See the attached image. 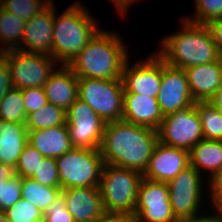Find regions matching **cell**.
Listing matches in <instances>:
<instances>
[{
    "instance_id": "1",
    "label": "cell",
    "mask_w": 222,
    "mask_h": 222,
    "mask_svg": "<svg viewBox=\"0 0 222 222\" xmlns=\"http://www.w3.org/2000/svg\"><path fill=\"white\" fill-rule=\"evenodd\" d=\"M158 141L155 129L123 120L107 122L100 152L104 164L129 168L143 174Z\"/></svg>"
},
{
    "instance_id": "2",
    "label": "cell",
    "mask_w": 222,
    "mask_h": 222,
    "mask_svg": "<svg viewBox=\"0 0 222 222\" xmlns=\"http://www.w3.org/2000/svg\"><path fill=\"white\" fill-rule=\"evenodd\" d=\"M122 44L116 34L99 30L67 66L78 78L122 79L128 59Z\"/></svg>"
},
{
    "instance_id": "3",
    "label": "cell",
    "mask_w": 222,
    "mask_h": 222,
    "mask_svg": "<svg viewBox=\"0 0 222 222\" xmlns=\"http://www.w3.org/2000/svg\"><path fill=\"white\" fill-rule=\"evenodd\" d=\"M182 23L184 30L167 36L162 41L163 47L158 55L168 65L185 69L221 58L205 25L195 24L186 19Z\"/></svg>"
},
{
    "instance_id": "4",
    "label": "cell",
    "mask_w": 222,
    "mask_h": 222,
    "mask_svg": "<svg viewBox=\"0 0 222 222\" xmlns=\"http://www.w3.org/2000/svg\"><path fill=\"white\" fill-rule=\"evenodd\" d=\"M88 13L79 3L70 6L59 18L54 12L52 57L55 61L68 65L99 31Z\"/></svg>"
},
{
    "instance_id": "5",
    "label": "cell",
    "mask_w": 222,
    "mask_h": 222,
    "mask_svg": "<svg viewBox=\"0 0 222 222\" xmlns=\"http://www.w3.org/2000/svg\"><path fill=\"white\" fill-rule=\"evenodd\" d=\"M142 178L136 170L104 164L99 189L107 215L133 218Z\"/></svg>"
},
{
    "instance_id": "6",
    "label": "cell",
    "mask_w": 222,
    "mask_h": 222,
    "mask_svg": "<svg viewBox=\"0 0 222 222\" xmlns=\"http://www.w3.org/2000/svg\"><path fill=\"white\" fill-rule=\"evenodd\" d=\"M55 160L62 190L99 187L104 167L100 149L73 148Z\"/></svg>"
},
{
    "instance_id": "7",
    "label": "cell",
    "mask_w": 222,
    "mask_h": 222,
    "mask_svg": "<svg viewBox=\"0 0 222 222\" xmlns=\"http://www.w3.org/2000/svg\"><path fill=\"white\" fill-rule=\"evenodd\" d=\"M78 91V98L86 102L105 123L122 120L124 103L122 79L78 78Z\"/></svg>"
},
{
    "instance_id": "8",
    "label": "cell",
    "mask_w": 222,
    "mask_h": 222,
    "mask_svg": "<svg viewBox=\"0 0 222 222\" xmlns=\"http://www.w3.org/2000/svg\"><path fill=\"white\" fill-rule=\"evenodd\" d=\"M8 62L14 88L44 87L54 72L55 59L51 56L18 50L1 53Z\"/></svg>"
},
{
    "instance_id": "9",
    "label": "cell",
    "mask_w": 222,
    "mask_h": 222,
    "mask_svg": "<svg viewBox=\"0 0 222 222\" xmlns=\"http://www.w3.org/2000/svg\"><path fill=\"white\" fill-rule=\"evenodd\" d=\"M157 132L160 143L187 151L204 139L201 120L194 105L164 116Z\"/></svg>"
},
{
    "instance_id": "10",
    "label": "cell",
    "mask_w": 222,
    "mask_h": 222,
    "mask_svg": "<svg viewBox=\"0 0 222 222\" xmlns=\"http://www.w3.org/2000/svg\"><path fill=\"white\" fill-rule=\"evenodd\" d=\"M105 124L80 98L66 110V125L73 148L100 149Z\"/></svg>"
},
{
    "instance_id": "11",
    "label": "cell",
    "mask_w": 222,
    "mask_h": 222,
    "mask_svg": "<svg viewBox=\"0 0 222 222\" xmlns=\"http://www.w3.org/2000/svg\"><path fill=\"white\" fill-rule=\"evenodd\" d=\"M133 222H177L167 183L142 178Z\"/></svg>"
},
{
    "instance_id": "12",
    "label": "cell",
    "mask_w": 222,
    "mask_h": 222,
    "mask_svg": "<svg viewBox=\"0 0 222 222\" xmlns=\"http://www.w3.org/2000/svg\"><path fill=\"white\" fill-rule=\"evenodd\" d=\"M201 176L191 165L167 182L170 204L177 219L195 216L201 200Z\"/></svg>"
},
{
    "instance_id": "13",
    "label": "cell",
    "mask_w": 222,
    "mask_h": 222,
    "mask_svg": "<svg viewBox=\"0 0 222 222\" xmlns=\"http://www.w3.org/2000/svg\"><path fill=\"white\" fill-rule=\"evenodd\" d=\"M156 98L163 116L195 104L184 69L168 65L162 59V80Z\"/></svg>"
},
{
    "instance_id": "14",
    "label": "cell",
    "mask_w": 222,
    "mask_h": 222,
    "mask_svg": "<svg viewBox=\"0 0 222 222\" xmlns=\"http://www.w3.org/2000/svg\"><path fill=\"white\" fill-rule=\"evenodd\" d=\"M127 63L128 59L122 72L124 94L157 97L162 80V58L156 54L147 61L136 63L131 68H128Z\"/></svg>"
},
{
    "instance_id": "15",
    "label": "cell",
    "mask_w": 222,
    "mask_h": 222,
    "mask_svg": "<svg viewBox=\"0 0 222 222\" xmlns=\"http://www.w3.org/2000/svg\"><path fill=\"white\" fill-rule=\"evenodd\" d=\"M189 165V151L158 141L142 175L151 181L167 183Z\"/></svg>"
},
{
    "instance_id": "16",
    "label": "cell",
    "mask_w": 222,
    "mask_h": 222,
    "mask_svg": "<svg viewBox=\"0 0 222 222\" xmlns=\"http://www.w3.org/2000/svg\"><path fill=\"white\" fill-rule=\"evenodd\" d=\"M51 3L40 13L26 21L22 42L27 50L20 47L18 51L44 54L52 57L54 6Z\"/></svg>"
},
{
    "instance_id": "17",
    "label": "cell",
    "mask_w": 222,
    "mask_h": 222,
    "mask_svg": "<svg viewBox=\"0 0 222 222\" xmlns=\"http://www.w3.org/2000/svg\"><path fill=\"white\" fill-rule=\"evenodd\" d=\"M61 193L75 222H95L106 215L99 187H75Z\"/></svg>"
},
{
    "instance_id": "18",
    "label": "cell",
    "mask_w": 222,
    "mask_h": 222,
    "mask_svg": "<svg viewBox=\"0 0 222 222\" xmlns=\"http://www.w3.org/2000/svg\"><path fill=\"white\" fill-rule=\"evenodd\" d=\"M195 102L208 101L222 83V57L218 61L184 69Z\"/></svg>"
},
{
    "instance_id": "19",
    "label": "cell",
    "mask_w": 222,
    "mask_h": 222,
    "mask_svg": "<svg viewBox=\"0 0 222 222\" xmlns=\"http://www.w3.org/2000/svg\"><path fill=\"white\" fill-rule=\"evenodd\" d=\"M163 118L156 97L124 94L123 121L158 130Z\"/></svg>"
},
{
    "instance_id": "20",
    "label": "cell",
    "mask_w": 222,
    "mask_h": 222,
    "mask_svg": "<svg viewBox=\"0 0 222 222\" xmlns=\"http://www.w3.org/2000/svg\"><path fill=\"white\" fill-rule=\"evenodd\" d=\"M49 103L65 111L78 99V77L67 66L51 74L43 87Z\"/></svg>"
},
{
    "instance_id": "21",
    "label": "cell",
    "mask_w": 222,
    "mask_h": 222,
    "mask_svg": "<svg viewBox=\"0 0 222 222\" xmlns=\"http://www.w3.org/2000/svg\"><path fill=\"white\" fill-rule=\"evenodd\" d=\"M28 143L44 157L58 158L73 149L67 125L28 131Z\"/></svg>"
},
{
    "instance_id": "22",
    "label": "cell",
    "mask_w": 222,
    "mask_h": 222,
    "mask_svg": "<svg viewBox=\"0 0 222 222\" xmlns=\"http://www.w3.org/2000/svg\"><path fill=\"white\" fill-rule=\"evenodd\" d=\"M28 143L25 123L0 119V162L15 168L19 156Z\"/></svg>"
},
{
    "instance_id": "23",
    "label": "cell",
    "mask_w": 222,
    "mask_h": 222,
    "mask_svg": "<svg viewBox=\"0 0 222 222\" xmlns=\"http://www.w3.org/2000/svg\"><path fill=\"white\" fill-rule=\"evenodd\" d=\"M190 165L199 173L200 168L211 171L212 178L222 169V141L220 140H200L189 151Z\"/></svg>"
},
{
    "instance_id": "24",
    "label": "cell",
    "mask_w": 222,
    "mask_h": 222,
    "mask_svg": "<svg viewBox=\"0 0 222 222\" xmlns=\"http://www.w3.org/2000/svg\"><path fill=\"white\" fill-rule=\"evenodd\" d=\"M61 190L60 187L42 185L31 178H22V199L28 200V202L33 204V206L38 208L43 214L61 194Z\"/></svg>"
},
{
    "instance_id": "25",
    "label": "cell",
    "mask_w": 222,
    "mask_h": 222,
    "mask_svg": "<svg viewBox=\"0 0 222 222\" xmlns=\"http://www.w3.org/2000/svg\"><path fill=\"white\" fill-rule=\"evenodd\" d=\"M26 21L0 7V41L8 42L0 53L18 50L21 46Z\"/></svg>"
},
{
    "instance_id": "26",
    "label": "cell",
    "mask_w": 222,
    "mask_h": 222,
    "mask_svg": "<svg viewBox=\"0 0 222 222\" xmlns=\"http://www.w3.org/2000/svg\"><path fill=\"white\" fill-rule=\"evenodd\" d=\"M25 125L28 131L66 125V111L48 102L39 110L27 114Z\"/></svg>"
},
{
    "instance_id": "27",
    "label": "cell",
    "mask_w": 222,
    "mask_h": 222,
    "mask_svg": "<svg viewBox=\"0 0 222 222\" xmlns=\"http://www.w3.org/2000/svg\"><path fill=\"white\" fill-rule=\"evenodd\" d=\"M194 106L201 120L204 139L222 141V113L208 101H197Z\"/></svg>"
},
{
    "instance_id": "28",
    "label": "cell",
    "mask_w": 222,
    "mask_h": 222,
    "mask_svg": "<svg viewBox=\"0 0 222 222\" xmlns=\"http://www.w3.org/2000/svg\"><path fill=\"white\" fill-rule=\"evenodd\" d=\"M22 89H10L0 100V119L17 123L26 122Z\"/></svg>"
},
{
    "instance_id": "29",
    "label": "cell",
    "mask_w": 222,
    "mask_h": 222,
    "mask_svg": "<svg viewBox=\"0 0 222 222\" xmlns=\"http://www.w3.org/2000/svg\"><path fill=\"white\" fill-rule=\"evenodd\" d=\"M45 1L41 3V0H0V7L24 21H28L51 3V0Z\"/></svg>"
},
{
    "instance_id": "30",
    "label": "cell",
    "mask_w": 222,
    "mask_h": 222,
    "mask_svg": "<svg viewBox=\"0 0 222 222\" xmlns=\"http://www.w3.org/2000/svg\"><path fill=\"white\" fill-rule=\"evenodd\" d=\"M9 222H43L44 214L28 200L20 199L5 210Z\"/></svg>"
},
{
    "instance_id": "31",
    "label": "cell",
    "mask_w": 222,
    "mask_h": 222,
    "mask_svg": "<svg viewBox=\"0 0 222 222\" xmlns=\"http://www.w3.org/2000/svg\"><path fill=\"white\" fill-rule=\"evenodd\" d=\"M44 156L40 154L32 145L27 143L23 152L19 156L17 165L15 166V174L21 178H31L37 171Z\"/></svg>"
},
{
    "instance_id": "32",
    "label": "cell",
    "mask_w": 222,
    "mask_h": 222,
    "mask_svg": "<svg viewBox=\"0 0 222 222\" xmlns=\"http://www.w3.org/2000/svg\"><path fill=\"white\" fill-rule=\"evenodd\" d=\"M0 182V210L5 211L21 198L22 178L15 175L10 179H1Z\"/></svg>"
},
{
    "instance_id": "33",
    "label": "cell",
    "mask_w": 222,
    "mask_h": 222,
    "mask_svg": "<svg viewBox=\"0 0 222 222\" xmlns=\"http://www.w3.org/2000/svg\"><path fill=\"white\" fill-rule=\"evenodd\" d=\"M196 19L186 18L189 22L205 25L222 17V0H196Z\"/></svg>"
},
{
    "instance_id": "34",
    "label": "cell",
    "mask_w": 222,
    "mask_h": 222,
    "mask_svg": "<svg viewBox=\"0 0 222 222\" xmlns=\"http://www.w3.org/2000/svg\"><path fill=\"white\" fill-rule=\"evenodd\" d=\"M31 179L45 186L60 187L59 171L55 158L44 157Z\"/></svg>"
},
{
    "instance_id": "35",
    "label": "cell",
    "mask_w": 222,
    "mask_h": 222,
    "mask_svg": "<svg viewBox=\"0 0 222 222\" xmlns=\"http://www.w3.org/2000/svg\"><path fill=\"white\" fill-rule=\"evenodd\" d=\"M43 222H75L72 215L67 210L62 193L44 213Z\"/></svg>"
},
{
    "instance_id": "36",
    "label": "cell",
    "mask_w": 222,
    "mask_h": 222,
    "mask_svg": "<svg viewBox=\"0 0 222 222\" xmlns=\"http://www.w3.org/2000/svg\"><path fill=\"white\" fill-rule=\"evenodd\" d=\"M22 97L26 115L39 110L48 103L43 87L23 89Z\"/></svg>"
},
{
    "instance_id": "37",
    "label": "cell",
    "mask_w": 222,
    "mask_h": 222,
    "mask_svg": "<svg viewBox=\"0 0 222 222\" xmlns=\"http://www.w3.org/2000/svg\"><path fill=\"white\" fill-rule=\"evenodd\" d=\"M13 88L14 86L7 59L2 54H0V100L10 89Z\"/></svg>"
},
{
    "instance_id": "38",
    "label": "cell",
    "mask_w": 222,
    "mask_h": 222,
    "mask_svg": "<svg viewBox=\"0 0 222 222\" xmlns=\"http://www.w3.org/2000/svg\"><path fill=\"white\" fill-rule=\"evenodd\" d=\"M205 26L207 27L212 41L216 44L218 52L222 57V17L208 22Z\"/></svg>"
},
{
    "instance_id": "39",
    "label": "cell",
    "mask_w": 222,
    "mask_h": 222,
    "mask_svg": "<svg viewBox=\"0 0 222 222\" xmlns=\"http://www.w3.org/2000/svg\"><path fill=\"white\" fill-rule=\"evenodd\" d=\"M213 203L216 208L222 207V169L217 172L210 181Z\"/></svg>"
},
{
    "instance_id": "40",
    "label": "cell",
    "mask_w": 222,
    "mask_h": 222,
    "mask_svg": "<svg viewBox=\"0 0 222 222\" xmlns=\"http://www.w3.org/2000/svg\"><path fill=\"white\" fill-rule=\"evenodd\" d=\"M219 211V214L214 215V216H208V217H198V213L195 216H191V217H185V218H181L178 219L177 222H222V207L221 208H217Z\"/></svg>"
},
{
    "instance_id": "41",
    "label": "cell",
    "mask_w": 222,
    "mask_h": 222,
    "mask_svg": "<svg viewBox=\"0 0 222 222\" xmlns=\"http://www.w3.org/2000/svg\"><path fill=\"white\" fill-rule=\"evenodd\" d=\"M95 222H133L132 217L125 215H105L100 220Z\"/></svg>"
},
{
    "instance_id": "42",
    "label": "cell",
    "mask_w": 222,
    "mask_h": 222,
    "mask_svg": "<svg viewBox=\"0 0 222 222\" xmlns=\"http://www.w3.org/2000/svg\"><path fill=\"white\" fill-rule=\"evenodd\" d=\"M208 102H210L218 111L222 113V83Z\"/></svg>"
},
{
    "instance_id": "43",
    "label": "cell",
    "mask_w": 222,
    "mask_h": 222,
    "mask_svg": "<svg viewBox=\"0 0 222 222\" xmlns=\"http://www.w3.org/2000/svg\"><path fill=\"white\" fill-rule=\"evenodd\" d=\"M15 168L0 162V182L1 179H10L15 176Z\"/></svg>"
},
{
    "instance_id": "44",
    "label": "cell",
    "mask_w": 222,
    "mask_h": 222,
    "mask_svg": "<svg viewBox=\"0 0 222 222\" xmlns=\"http://www.w3.org/2000/svg\"><path fill=\"white\" fill-rule=\"evenodd\" d=\"M113 1L116 3L118 11L124 15L125 13L124 11H126L128 6H130V4L133 3V1L137 0H113Z\"/></svg>"
},
{
    "instance_id": "45",
    "label": "cell",
    "mask_w": 222,
    "mask_h": 222,
    "mask_svg": "<svg viewBox=\"0 0 222 222\" xmlns=\"http://www.w3.org/2000/svg\"><path fill=\"white\" fill-rule=\"evenodd\" d=\"M0 222H9L6 217L5 211L2 210H0Z\"/></svg>"
}]
</instances>
